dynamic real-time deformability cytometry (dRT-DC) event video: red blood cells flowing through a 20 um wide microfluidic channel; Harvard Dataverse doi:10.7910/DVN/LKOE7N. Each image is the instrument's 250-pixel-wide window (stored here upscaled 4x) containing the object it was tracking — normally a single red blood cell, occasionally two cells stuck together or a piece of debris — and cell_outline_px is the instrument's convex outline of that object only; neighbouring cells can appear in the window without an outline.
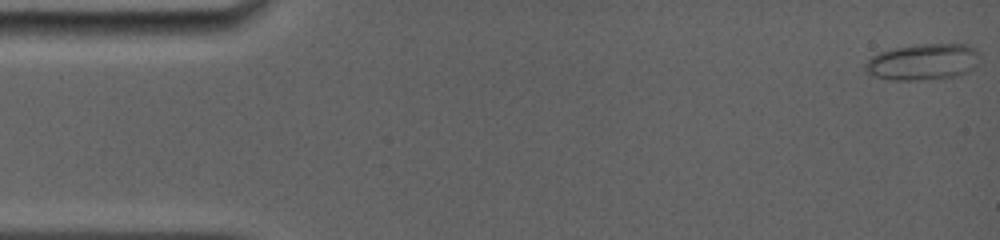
{"species": "common noctule bat (a hibernating species)", "species_latin": "Nyctalus noctula", "temperature_condition": "room temperature", "stored_images_in_passage": 53, "camera_frame_rate_fps": 5000, "um_per_image_px": 0.085, "animal": {"sex": "female", "body_mass_g": 19.0, "forearm_length_mm": 56.7}, "frame": {"image": 1, "passage_image": 1, "time_ms": 0.0, "image_size_px": [1000, 240], "cell_outline_px": [[980, 52], [976, 64], [968, 72], [960, 76], [916, 80], [888, 80], [876, 76], [868, 72], [864, 68], [864, 64], [872, 56], [880, 52], [896, 48], [916, 44], [968, 44], [976, 48]], "centroid_in_image_um": [78.48, 5.26], "position_along_channel_um": 6.5, "area_um2": 24.28}}
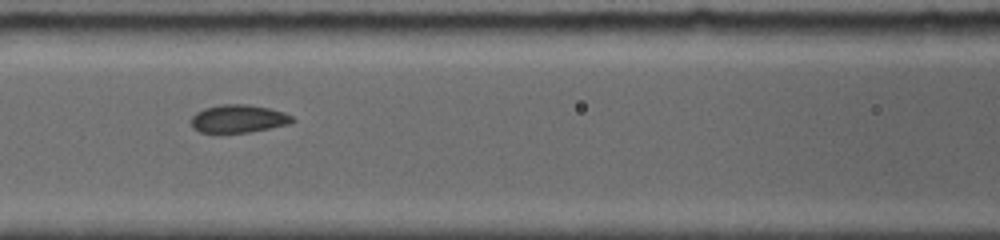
{"frame": {"image": 2, "passage_image": 23, "time_ms": 6.8, "image_size_px": [1000, 240], "cell_outline_px": [[296, 120], [292, 124], [248, 132], [216, 136], [200, 132], [192, 128], [192, 116], [196, 112], [204, 108], [220, 104], [248, 104], [268, 108], [284, 112], [292, 116]], "centroid_in_image_um": [20.23, 10.13], "position_along_channel_um": 146.4, "area_um2": 17.22}}
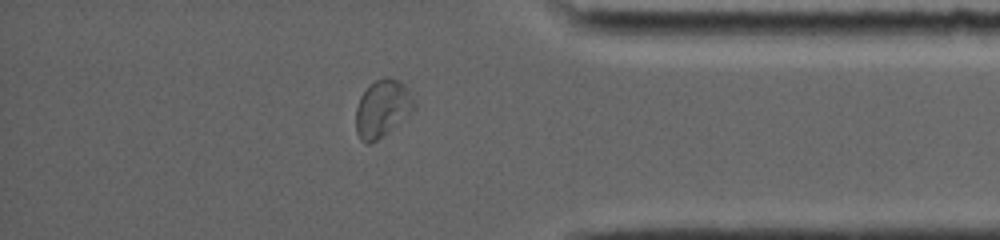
{"frame": {"image": 3, "passage_image": 46, "time_ms": 13.6, "image_size_px": [1000, 240], "cell_outline_px": [[416, 108], [412, 112], [372, 144], [364, 144], [360, 140], [356, 132], [356, 108], [360, 96], [376, 80], [388, 76], [400, 80], [408, 88], [416, 104]], "centroid_in_image_um": [32.51, 9.23], "position_along_channel_um": 402.7, "area_um2": 19.48}, "authors_computed_cell_mechanics": {"area_um2": 17.34, "velocity_mm_per_s": 3.8925, "shape_relaxation_time_tau1_ms": 4.4741, "shape_relaxation_time_tau2_ms": null, "deformation_change_tau1": 0.1008, "deformation_change_tau2": null}}